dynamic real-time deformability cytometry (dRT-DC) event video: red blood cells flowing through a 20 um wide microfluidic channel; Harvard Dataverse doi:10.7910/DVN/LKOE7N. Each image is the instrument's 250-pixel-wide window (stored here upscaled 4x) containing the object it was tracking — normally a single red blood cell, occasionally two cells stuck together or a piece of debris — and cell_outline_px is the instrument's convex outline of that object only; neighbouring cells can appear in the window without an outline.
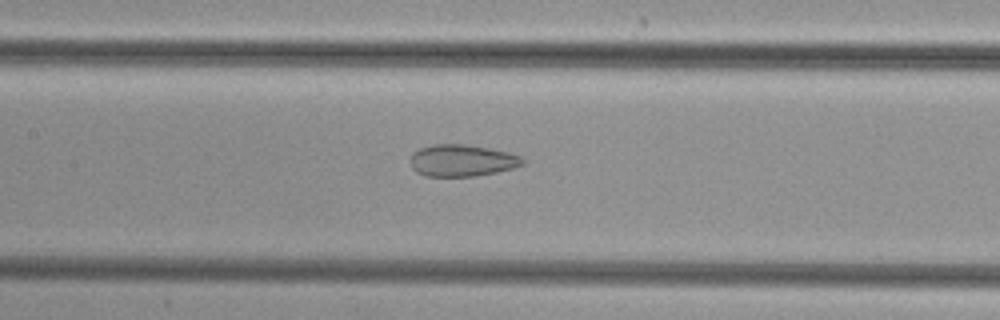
{"species": "common noctule bat (a hibernating species)", "species_latin": "Nyctalus noctula", "temperature_condition": "cold", "stored_images_in_passage": 46, "camera_frame_rate_fps": 3000, "um_per_image_px": 0.085, "animal": {"sex": "female", "body_mass_g": 29.2, "forearm_length_mm": 56.3}, "frame": {"image": 1, "passage_image": 20, "time_ms": 6.333, "image_size_px": [1000, 320], "cell_outline_px": [[528, 160], [524, 164], [516, 168], [476, 176], [424, 176], [416, 172], [412, 168], [412, 152], [420, 148], [432, 144], [464, 144], [488, 148], [508, 152], [520, 156]], "centroid_in_image_um": [39.31, 13.64], "position_along_channel_um": 168.1, "area_um2": 20.98}}
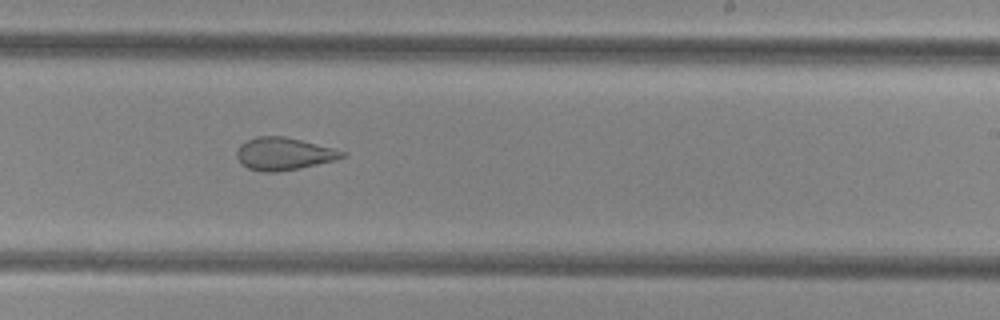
{"frame": {"image": 2, "passage_image": 27, "time_ms": 8.667, "image_size_px": [1000, 320], "cell_outline_px": [[348, 156], [336, 160], [300, 168], [276, 172], [264, 172], [248, 168], [236, 156], [236, 152], [240, 144], [256, 136], [284, 136], [348, 152]], "centroid_in_image_um": [24.15, 13.07], "position_along_channel_um": 264.8, "area_um2": 19.88}}
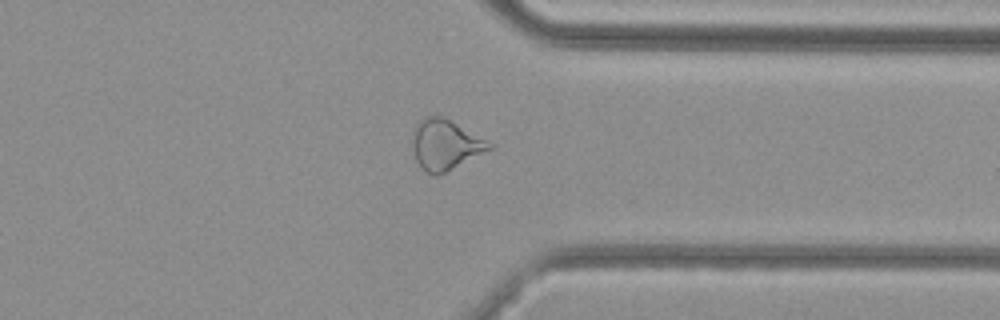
{"frame": {"image": 3, "passage_image": 35, "time_ms": 11.333, "image_size_px": [1000, 320], "cell_outline_px": [[496, 144], [492, 148], [436, 176], [420, 168], [416, 160], [412, 148], [412, 132], [416, 124], [424, 116], [444, 116]], "centroid_in_image_um": [37.84, 12.26], "position_along_channel_um": 373.6, "area_um2": 22.6}}